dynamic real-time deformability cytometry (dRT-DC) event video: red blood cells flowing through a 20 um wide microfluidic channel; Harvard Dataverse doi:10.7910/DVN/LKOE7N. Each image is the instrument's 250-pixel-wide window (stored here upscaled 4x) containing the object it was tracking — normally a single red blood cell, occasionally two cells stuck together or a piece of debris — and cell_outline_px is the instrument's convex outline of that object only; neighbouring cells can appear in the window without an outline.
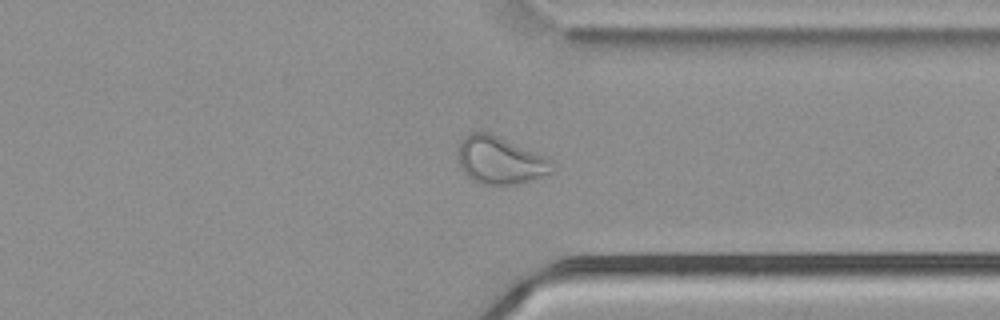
{"species": "common noctule bat (a hibernating species)", "species_latin": "Nyctalus noctula", "temperature_condition": "cold", "stored_images_in_passage": 49, "camera_frame_rate_fps": 3000, "um_per_image_px": 0.085, "animal": {"sex": "male", "body_mass_g": 21.5, "forearm_length_mm": 52.0}, "frame": {"image": 1, "passage_image": 38, "time_ms": 12.333, "image_size_px": [1000, 320], "cell_outline_px": [[552, 172], [516, 184], [480, 184], [472, 180], [464, 172], [460, 164], [460, 144], [468, 132], [488, 132], [552, 160]], "centroid_in_image_um": [42.48, 13.63], "position_along_channel_um": 368.9, "area_um2": 25.14}}
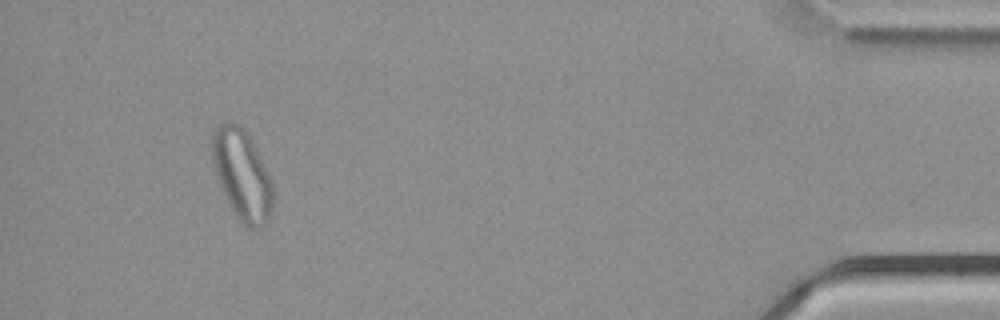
{"frame": {"image": 2, "passage_image": 47, "time_ms": 15.333, "image_size_px": [1000, 320], "cell_outline_px": [[272, 208], [264, 224], [256, 228], [248, 228], [236, 216], [220, 184], [212, 160], [212, 136], [216, 128], [224, 120], [240, 124], [248, 132], [272, 180]], "centroid_in_image_um": [20.58, 14.79], "position_along_channel_um": 414.6, "area_um2": 31.5}}